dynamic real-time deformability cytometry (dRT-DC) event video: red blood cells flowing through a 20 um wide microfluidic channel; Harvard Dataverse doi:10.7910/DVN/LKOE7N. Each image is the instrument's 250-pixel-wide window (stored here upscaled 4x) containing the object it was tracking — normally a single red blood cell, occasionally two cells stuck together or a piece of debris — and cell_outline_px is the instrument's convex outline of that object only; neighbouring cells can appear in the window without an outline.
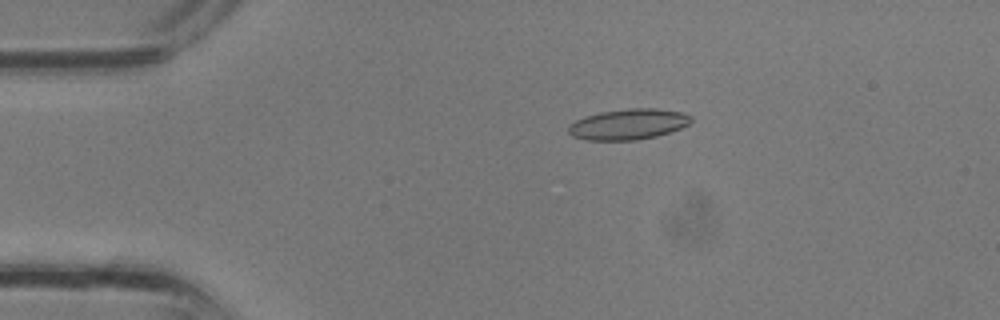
{"species": "common noctule bat (a hibernating species)", "species_latin": "Nyctalus noctula", "temperature_condition": "room temperature", "stored_images_in_passage": 35, "camera_frame_rate_fps": 3000, "um_per_image_px": 0.085, "animal": {"sex": "male", "body_mass_g": 13.3}, "frame": {"image": 1, "passage_image": 7, "time_ms": 2.0, "image_size_px": [1000, 320], "cell_outline_px": [[692, 120], [688, 124], [680, 128], [656, 136], [636, 140], [588, 140], [572, 136], [568, 132], [568, 124], [584, 116], [600, 112], [628, 108], [656, 108], [680, 112], [692, 116]], "centroid_in_image_um": [53.37, 10.55], "position_along_channel_um": 31.6, "area_um2": 21.91}}
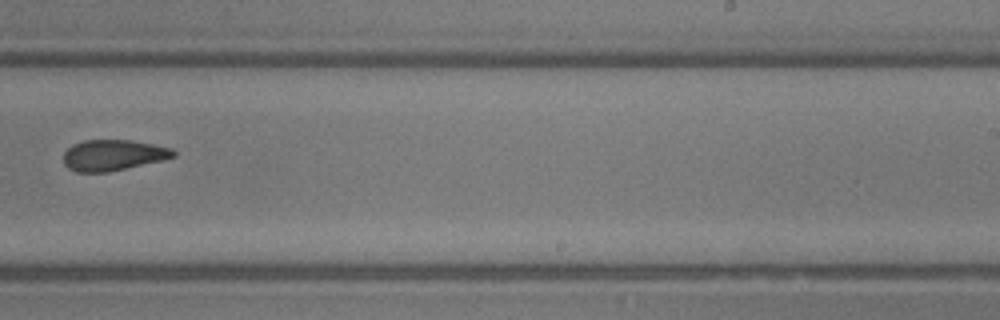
{"frame": {"image": 2, "passage_image": 22, "time_ms": 7.0, "image_size_px": [1000, 320], "cell_outline_px": [[176, 156], [160, 160], [108, 172], [76, 172], [68, 168], [64, 164], [64, 152], [72, 144], [84, 140], [132, 140], [172, 148], [176, 152]], "centroid_in_image_um": [9.58, 13.18], "position_along_channel_um": 279.4, "area_um2": 19.65}}
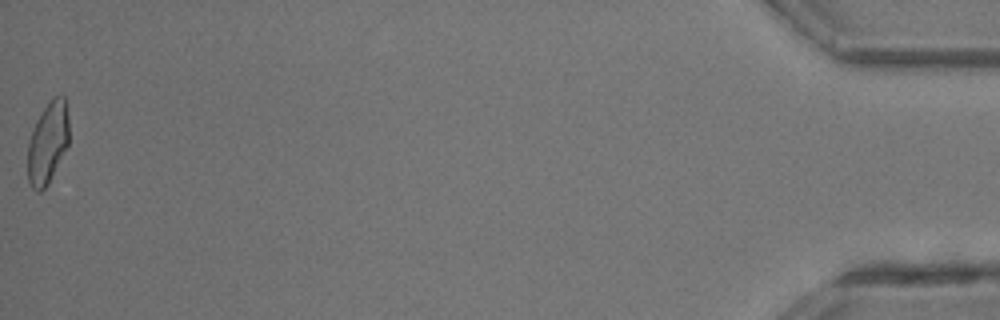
{"frame": {"image": 3, "passage_image": 35, "time_ms": 11.333, "image_size_px": [1000, 320], "cell_outline_px": [[68, 144], [48, 184], [40, 192], [36, 192], [32, 188], [28, 180], [28, 144], [36, 120], [52, 96], [64, 96], [68, 116]], "centroid_in_image_um": [4.05, 12.14], "position_along_channel_um": 431.1, "area_um2": 19.42}}